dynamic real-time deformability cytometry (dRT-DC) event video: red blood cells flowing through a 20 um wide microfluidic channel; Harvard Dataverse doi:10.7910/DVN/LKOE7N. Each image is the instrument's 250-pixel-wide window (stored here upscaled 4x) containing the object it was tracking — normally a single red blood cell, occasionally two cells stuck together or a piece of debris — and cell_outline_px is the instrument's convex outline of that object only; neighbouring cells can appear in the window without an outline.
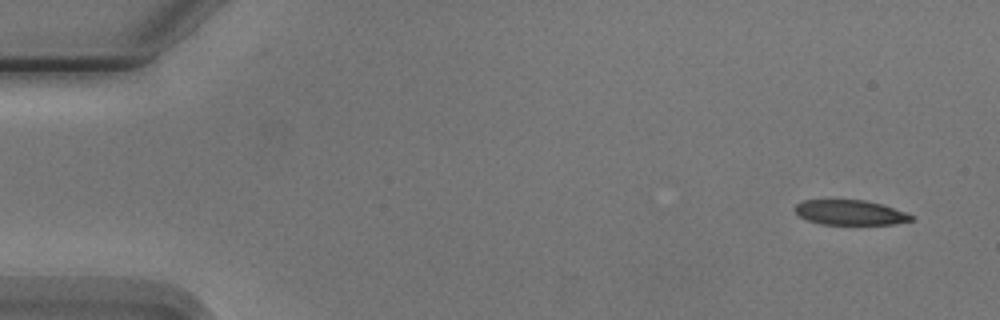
{"species": "Egyptian fruit bat (a non-hibernating species)", "species_latin": "Rousettus aegyptiacus", "temperature_condition": "cold", "stored_images_in_passage": 3, "camera_frame_rate_fps": 3000, "um_per_image_px": 0.085, "animal": {"sex": "male"}, "frame": {"image": 1, "passage_image": 1, "time_ms": 0.0, "image_size_px": [1000, 320], "cell_outline_px": [[912, 220], [892, 224], [820, 224], [808, 220], [800, 216], [792, 208], [796, 204], [804, 200], [864, 200], [880, 204], [904, 212], [912, 216]], "centroid_in_image_um": [72.19, 18.06], "position_along_channel_um": 12.8, "area_um2": 16.59}}